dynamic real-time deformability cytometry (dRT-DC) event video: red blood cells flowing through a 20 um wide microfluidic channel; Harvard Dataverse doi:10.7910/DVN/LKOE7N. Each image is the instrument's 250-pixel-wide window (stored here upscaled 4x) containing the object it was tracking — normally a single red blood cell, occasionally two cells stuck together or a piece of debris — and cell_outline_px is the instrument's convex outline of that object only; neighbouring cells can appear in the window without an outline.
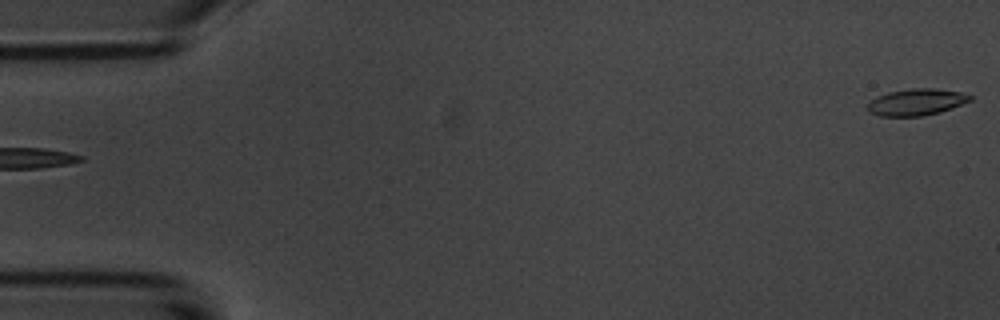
{"species": "common noctule bat (a hibernating species)", "species_latin": "Nyctalus noctula", "temperature_condition": "room temperature", "stored_images_in_passage": 5, "segment_of_instrument_passage": [2, 2], "camera_frame_rate_fps": 3000, "um_per_image_px": 0.085, "animal": {"sex": "male", "body_mass_g": 20.1, "forearm_length_mm": 53.5}, "frame": {"image": 1, "passage_image": 5, "time_ms": 5.667, "image_size_px": [1000, 320], "cell_outline_px": [[972, 100], [952, 108], [940, 112], [920, 116], [880, 116], [872, 112], [868, 108], [868, 104], [872, 100], [888, 92], [912, 88], [936, 88], [960, 92], [972, 96]], "centroid_in_image_um": [77.94, 8.67], "position_along_channel_um": 7.1, "area_um2": 15.66}}